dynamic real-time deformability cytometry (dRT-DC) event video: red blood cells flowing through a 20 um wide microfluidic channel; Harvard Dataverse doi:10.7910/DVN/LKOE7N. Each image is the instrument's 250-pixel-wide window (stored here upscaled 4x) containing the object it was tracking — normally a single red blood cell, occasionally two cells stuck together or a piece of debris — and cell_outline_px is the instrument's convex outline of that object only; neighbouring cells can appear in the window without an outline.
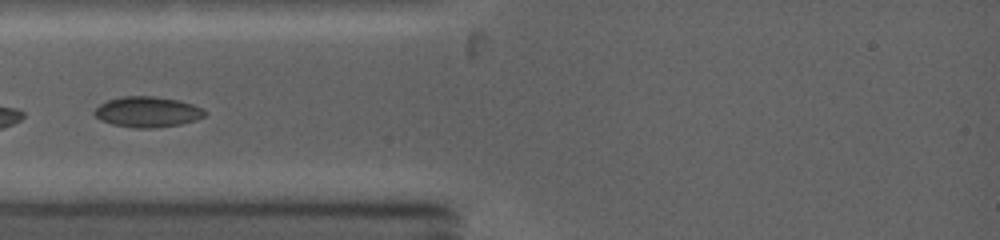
{"species": "common noctule bat (a hibernating species)", "species_latin": "Nyctalus noctula", "temperature_condition": "warm", "stored_images_in_passage": 3, "camera_frame_rate_fps": 5000, "um_per_image_px": 0.085, "animal": {"sex": "female", "body_mass_g": 19.0, "forearm_length_mm": 53.3}, "frame": {"image": 1, "passage_image": 2, "time_ms": 0.6, "image_size_px": [1000, 240], "cell_outline_px": [[208, 112], [204, 116], [196, 120], [180, 124], [156, 128], [136, 128], [112, 124], [100, 120], [92, 112], [100, 104], [108, 100], [120, 96], [156, 96], [180, 100], [204, 108]], "centroid_in_image_um": [12.55, 9.5], "position_along_channel_um": 72.4, "area_um2": 19.88}}